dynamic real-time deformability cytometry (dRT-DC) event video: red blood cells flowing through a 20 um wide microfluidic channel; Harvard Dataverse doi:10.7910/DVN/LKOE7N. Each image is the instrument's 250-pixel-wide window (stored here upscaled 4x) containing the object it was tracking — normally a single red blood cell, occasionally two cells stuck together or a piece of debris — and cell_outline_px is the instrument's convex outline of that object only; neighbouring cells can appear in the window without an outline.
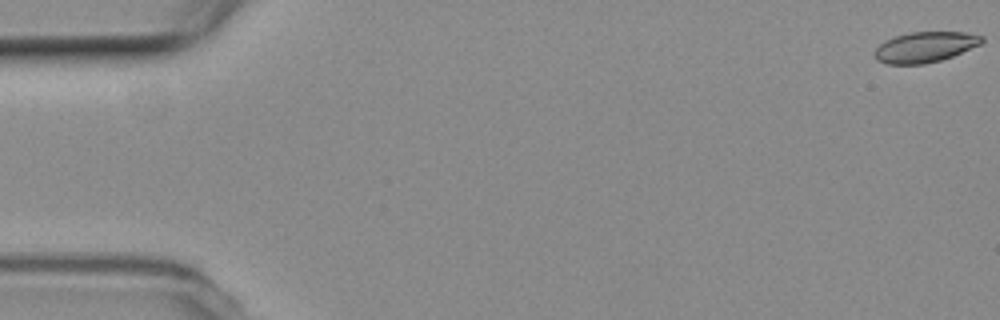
{"species": "common noctule bat (a hibernating species)", "species_latin": "Nyctalus noctula", "temperature_condition": "room temperature", "stored_images_in_passage": 56, "camera_frame_rate_fps": 3000, "um_per_image_px": 0.085, "animal": {"sex": "female", "body_mass_g": 19.3, "forearm_length_mm": 54.1}, "frame": {"image": 1, "passage_image": 1, "time_ms": 0.0, "image_size_px": [1000, 320], "cell_outline_px": [[984, 40], [980, 44], [952, 56], [940, 60], [924, 64], [888, 64], [876, 60], [876, 48], [884, 40], [908, 32], [964, 32], [984, 36]], "centroid_in_image_um": [78.63, 3.99], "position_along_channel_um": 6.4, "area_um2": 18.9}}
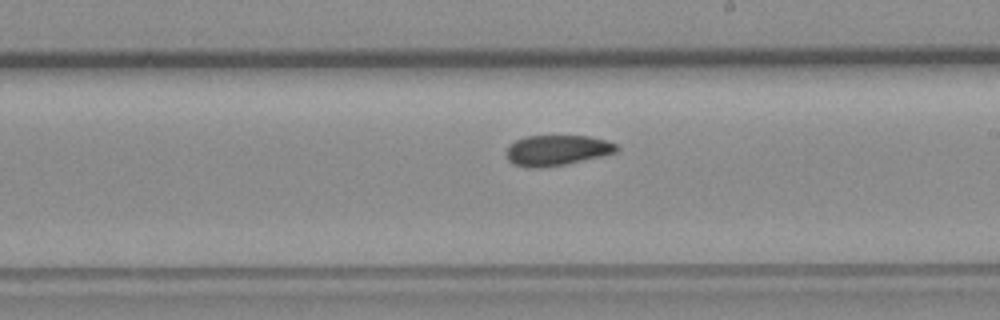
{"frame": {"image": 2, "passage_image": 32, "time_ms": 10.333, "image_size_px": [1000, 320], "cell_outline_px": [[620, 148], [616, 152], [568, 164], [540, 168], [528, 168], [512, 164], [508, 160], [508, 148], [516, 140], [528, 136], [588, 136], [608, 140], [616, 144]], "centroid_in_image_um": [47.37, 12.78], "position_along_channel_um": 241.6, "area_um2": 19.54}}
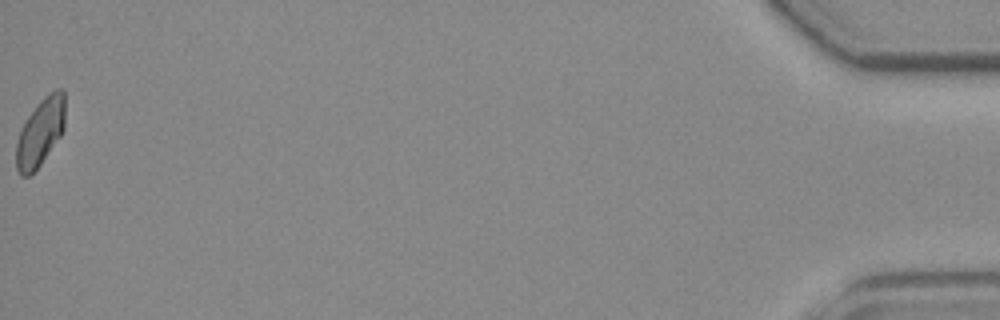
{"frame": {"image": 3, "passage_image": 56, "time_ms": 18.333, "image_size_px": [1000, 320], "cell_outline_px": [[64, 128], [60, 136], [40, 164], [28, 176], [20, 176], [16, 168], [16, 144], [20, 128], [36, 104], [48, 92], [56, 88], [64, 88]], "centroid_in_image_um": [3.42, 11.2], "position_along_channel_um": 431.8, "area_um2": 19.25}, "authors_computed_cell_mechanics": {"area_um2": 19.941, "velocity_mm_per_s": 3.7266, "shape_relaxation_time_tau1_ms": null, "shape_relaxation_time_tau2_ms": 4.4054, "deformation_change_tau1": null, "deformation_change_tau2": 0.0811}}